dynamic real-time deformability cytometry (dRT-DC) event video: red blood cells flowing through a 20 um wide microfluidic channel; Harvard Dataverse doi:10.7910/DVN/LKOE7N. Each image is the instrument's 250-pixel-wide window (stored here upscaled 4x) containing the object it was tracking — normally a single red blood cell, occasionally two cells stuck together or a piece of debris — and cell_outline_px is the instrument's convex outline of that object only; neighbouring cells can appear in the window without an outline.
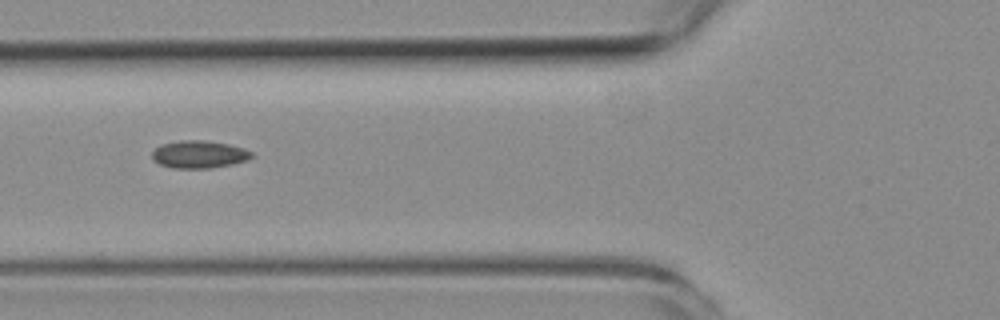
{"species": "common noctule bat (a hibernating species)", "species_latin": "Nyctalus noctula", "temperature_condition": "room temperature", "stored_images_in_passage": 4, "camera_frame_rate_fps": 3000, "um_per_image_px": 0.085, "animal": {"sex": "female", "body_mass_g": 19.3, "forearm_length_mm": 54.1}, "frame": {"image": 1, "passage_image": 2, "time_ms": 1.0, "image_size_px": [1000, 320], "cell_outline_px": [[252, 156], [248, 160], [232, 164], [212, 168], [172, 168], [160, 164], [152, 160], [152, 152], [160, 144], [180, 140], [204, 140], [228, 144], [244, 148], [252, 152]], "centroid_in_image_um": [16.9, 13.12], "position_along_channel_um": 108.9, "area_um2": 16.07}}
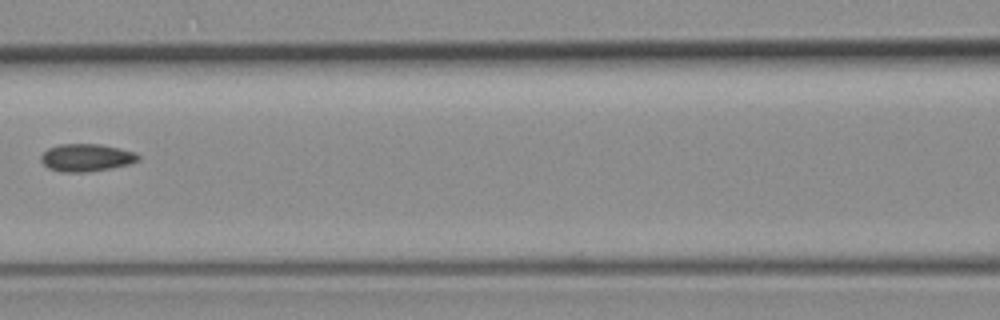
{"frame": {"image": 2, "passage_image": 3, "time_ms": 2.333, "image_size_px": [1000, 320], "cell_outline_px": [[140, 160], [128, 164], [112, 168], [88, 172], [60, 172], [48, 168], [40, 160], [40, 156], [48, 148], [60, 144], [100, 144], [120, 148], [136, 152], [140, 156]], "centroid_in_image_um": [7.35, 13.4], "position_along_channel_um": 159.3, "area_um2": 15.78}}
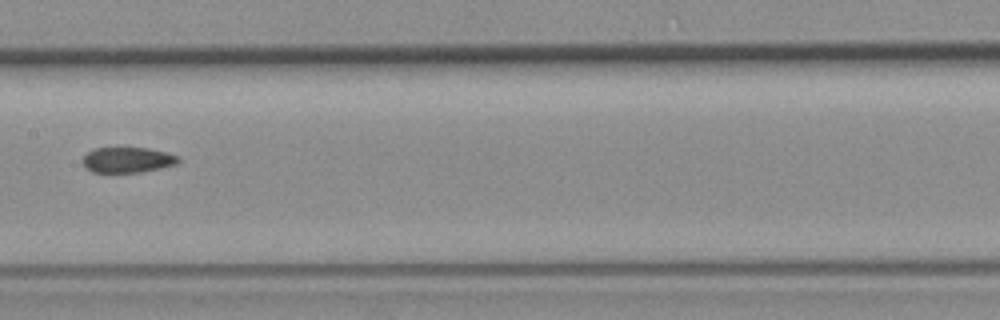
{"frame": {"image": 3, "passage_image": 4, "time_ms": 3.333, "image_size_px": [1000, 320], "cell_outline_px": [[180, 160], [176, 164], [160, 168], [140, 172], [92, 172], [84, 164], [84, 156], [92, 148], [148, 148], [180, 156]], "centroid_in_image_um": [10.86, 13.58], "position_along_channel_um": 196.5, "area_um2": 13.99}}